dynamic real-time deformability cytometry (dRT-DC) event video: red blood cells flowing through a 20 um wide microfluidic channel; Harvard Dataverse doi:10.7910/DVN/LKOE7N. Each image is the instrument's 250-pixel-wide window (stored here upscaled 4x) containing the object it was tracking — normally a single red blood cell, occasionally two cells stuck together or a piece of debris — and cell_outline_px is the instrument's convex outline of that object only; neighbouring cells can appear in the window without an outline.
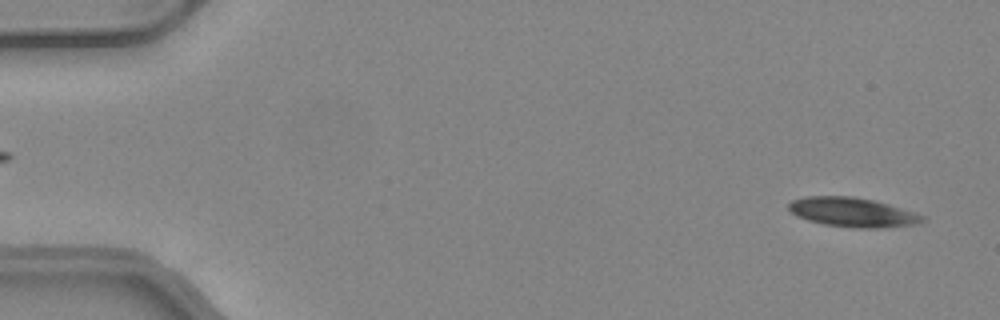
{"species": "common noctule bat (a hibernating species)", "species_latin": "Nyctalus noctula", "temperature_condition": "warm", "stored_images_in_passage": 49, "camera_frame_rate_fps": 3000, "um_per_image_px": 0.085, "animal": {"sex": "female", "body_mass_g": 24.6, "forearm_length_mm": 56.2}, "frame": {"image": 1, "passage_image": 2, "time_ms": 0.333, "image_size_px": [1000, 320], "cell_outline_px": [[924, 220], [916, 224], [880, 228], [856, 228], [824, 224], [808, 220], [796, 216], [788, 208], [788, 204], [792, 200], [804, 196], [852, 196], [872, 200], [888, 204], [924, 216]], "centroid_in_image_um": [72.42, 18.04], "position_along_channel_um": 12.6, "area_um2": 22.66}}
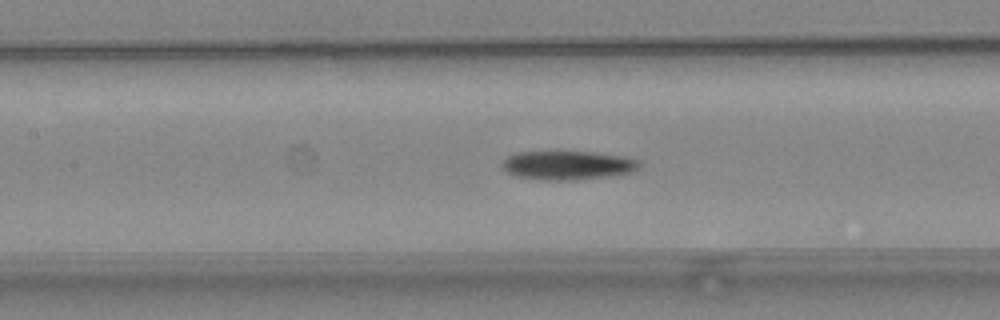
{"frame": {"image": 2, "passage_image": 22, "time_ms": 7.0, "image_size_px": [1000, 320], "cell_outline_px": [[640, 168], [632, 172], [608, 176], [576, 180], [544, 180], [516, 176], [508, 172], [504, 168], [504, 160], [508, 156], [516, 152], [592, 152], [628, 156], [640, 160]], "centroid_in_image_um": [48.33, 14.04], "position_along_channel_um": 159.1, "area_um2": 23.06}}
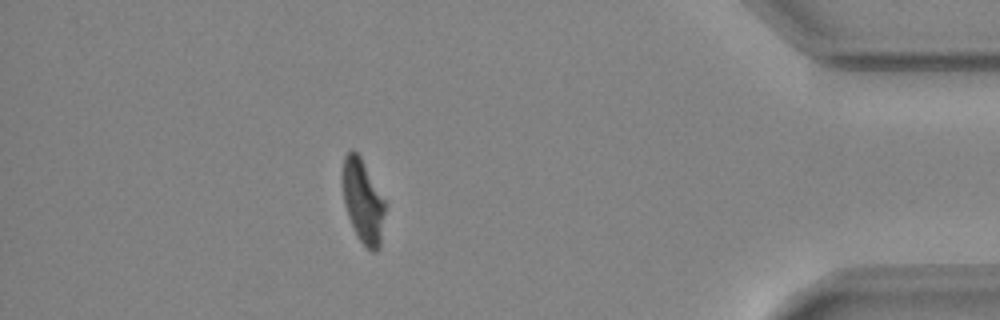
{"frame": {"image": 3, "passage_image": 43, "time_ms": 14.0, "image_size_px": [1000, 320], "cell_outline_px": [[384, 212], [380, 248], [376, 252], [372, 252], [360, 240], [348, 216], [344, 204], [340, 180], [344, 156], [352, 148], [360, 156], [384, 200]], "centroid_in_image_um": [30.8, 17.07], "position_along_channel_um": 404.4, "area_um2": 20.58}, "authors_computed_cell_mechanics": {"area_um2": 22.7154, "velocity_mm_per_s": 4.1569, "shape_relaxation_time_tau1_ms": null, "shape_relaxation_time_tau2_ms": 6.8858, "deformation_change_tau1": null, "deformation_change_tau2": 0.1898}}